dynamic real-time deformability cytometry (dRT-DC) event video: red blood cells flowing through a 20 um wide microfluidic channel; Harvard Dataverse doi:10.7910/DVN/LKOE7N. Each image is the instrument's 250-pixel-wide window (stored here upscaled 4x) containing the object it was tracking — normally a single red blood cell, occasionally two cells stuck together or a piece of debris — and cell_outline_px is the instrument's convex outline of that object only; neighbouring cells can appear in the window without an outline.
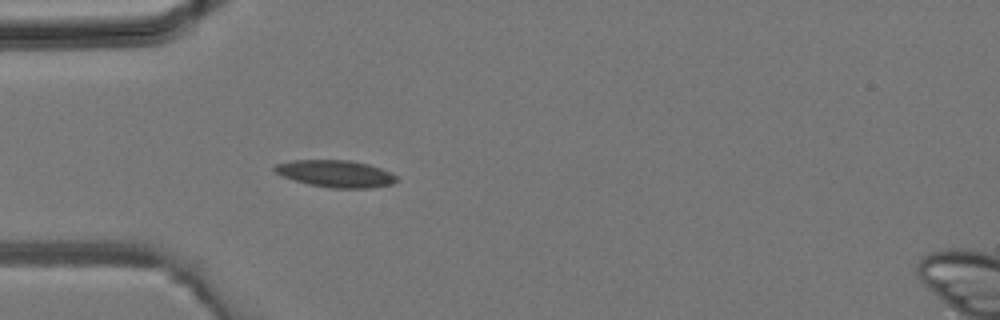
{"species": "common noctule bat (a hibernating species)", "species_latin": "Nyctalus noctula", "temperature_condition": "room temperature", "stored_images_in_passage": 4, "camera_frame_rate_fps": 3000, "um_per_image_px": 0.085, "animal": {"sex": "male", "body_mass_g": 19.2, "forearm_length_mm": 51.8}, "frame": {"image": 1, "passage_image": 3, "time_ms": 0.667, "image_size_px": [1000, 320], "cell_outline_px": [[400, 180], [392, 184], [372, 188], [328, 188], [308, 184], [284, 176], [276, 172], [272, 168], [276, 164], [292, 160], [348, 160], [368, 164], [392, 172]], "centroid_in_image_um": [28.58, 14.77], "position_along_channel_um": 56.4, "area_um2": 19.25}}